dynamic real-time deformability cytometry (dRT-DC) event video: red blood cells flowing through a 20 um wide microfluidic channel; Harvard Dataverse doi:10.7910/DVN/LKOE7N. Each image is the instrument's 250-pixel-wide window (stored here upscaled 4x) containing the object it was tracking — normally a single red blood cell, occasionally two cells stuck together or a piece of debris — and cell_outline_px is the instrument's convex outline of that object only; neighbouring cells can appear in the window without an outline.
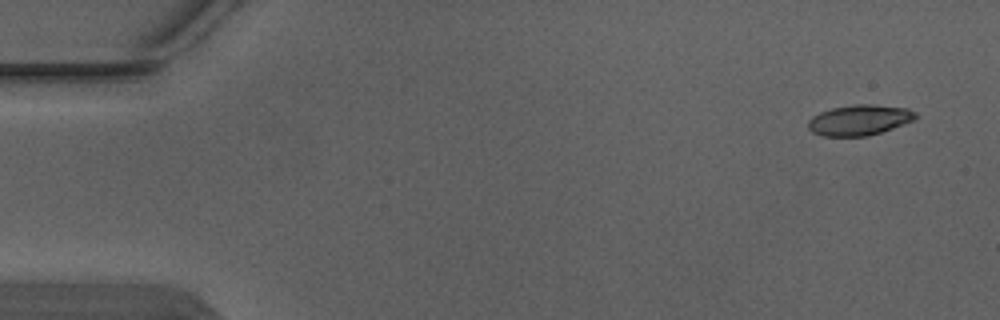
{"species": "Egyptian fruit bat (a non-hibernating species)", "species_latin": "Rousettus aegyptiacus", "temperature_condition": "warm", "stored_images_in_passage": 5, "camera_frame_rate_fps": 3000, "um_per_image_px": 0.085, "animal": {"sex": "male"}, "frame": {"image": 1, "passage_image": 1, "time_ms": 0.0, "image_size_px": [1000, 320], "cell_outline_px": [[916, 120], [868, 136], [824, 136], [812, 132], [808, 128], [808, 120], [812, 116], [820, 112], [832, 108], [852, 104], [872, 104], [908, 108], [916, 112]], "centroid_in_image_um": [73.05, 10.19], "position_along_channel_um": 12.0, "area_um2": 19.19}}
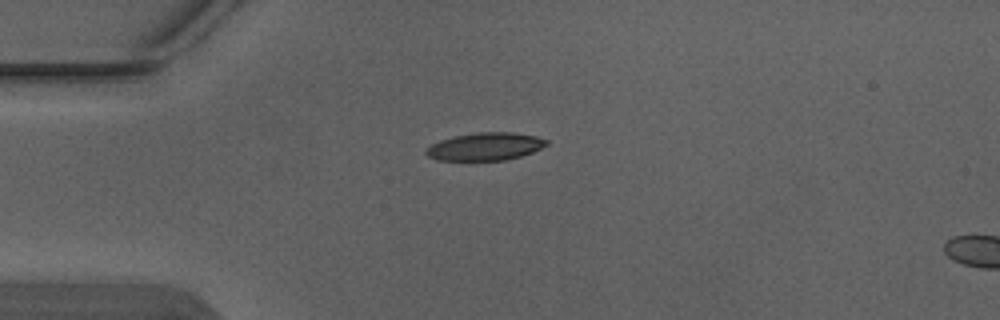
{"frame": {"image": 2, "passage_image": 4, "time_ms": 1.0, "image_size_px": [1000, 320], "cell_outline_px": [[548, 144], [532, 152], [508, 160], [436, 160], [428, 156], [424, 152], [432, 144], [440, 140], [456, 136], [476, 132], [512, 132], [536, 136], [548, 140]], "centroid_in_image_um": [41.25, 12.45], "position_along_channel_um": 43.7, "area_um2": 19.36}}